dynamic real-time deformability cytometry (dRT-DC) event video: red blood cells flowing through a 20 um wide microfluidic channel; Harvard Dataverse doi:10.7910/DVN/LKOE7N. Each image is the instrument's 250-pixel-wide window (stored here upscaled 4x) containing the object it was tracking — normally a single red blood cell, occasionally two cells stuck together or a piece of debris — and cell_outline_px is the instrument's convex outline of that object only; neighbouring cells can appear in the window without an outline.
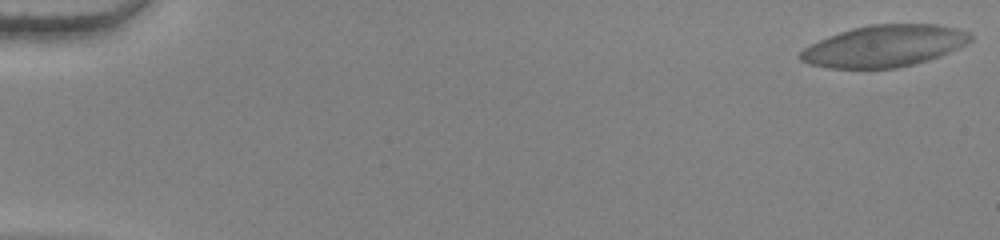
{"species": "human", "species_latin": "Homo sapiens", "temperature_condition": "warm", "stored_images_in_passage": 57, "camera_frame_rate_fps": 3000, "um_per_image_px": 0.085, "donor": {"sex": "female"}, "frame": {"image": 1, "passage_image": 1, "time_ms": 0.0, "image_size_px": [1000, 240], "cell_outline_px": [[972, 40], [956, 48], [936, 56], [912, 64], [892, 68], [832, 68], [812, 64], [800, 60], [800, 52], [804, 48], [820, 40], [852, 28], [872, 24], [932, 24], [952, 28], [968, 32], [972, 36]], "centroid_in_image_um": [75.13, 3.9], "position_along_channel_um": 9.9, "area_um2": 40.17}}
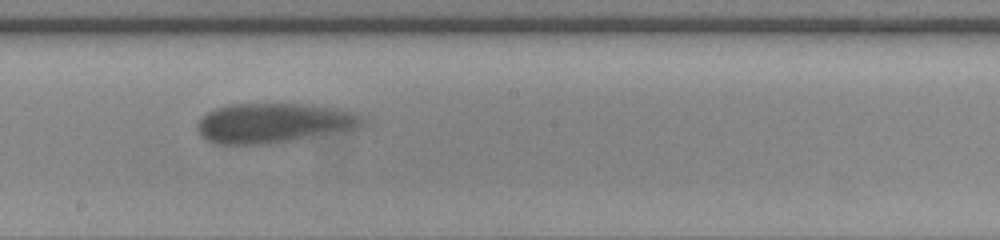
{"frame": {"image": 2, "passage_image": 33, "time_ms": 10.667, "image_size_px": [1000, 240], "cell_outline_px": [[368, 120], [360, 128], [296, 140], [260, 144], [216, 144], [204, 140], [200, 136], [196, 128], [196, 124], [208, 112], [216, 108], [232, 104], [304, 104], [328, 108], [348, 112], [360, 116]], "centroid_in_image_um": [23.21, 10.48], "position_along_channel_um": 225.0, "area_um2": 38.03}}
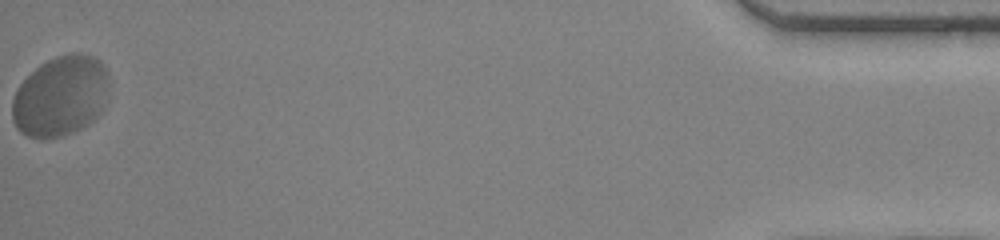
{"frame": {"image": 3, "passage_image": 57, "time_ms": 18.667, "image_size_px": [1000, 240], "cell_outline_px": [[108, 84], [100, 112], [88, 124], [64, 136], [28, 136], [20, 132], [16, 128], [12, 120], [12, 100], [20, 84], [40, 64], [56, 56], [76, 52], [80, 52], [92, 56], [104, 68], [108, 76]], "centroid_in_image_um": [5.11, 8.16], "position_along_channel_um": 430.1, "area_um2": 44.51}, "authors_computed_cell_mechanics": {"area_um2": 38.4948, "velocity_mm_per_s": 3.6629, "shape_relaxation_time_tau1_ms": 4.3798, "shape_relaxation_time_tau2_ms": null, "deformation_change_tau1": 0.1704, "deformation_change_tau2": null}}